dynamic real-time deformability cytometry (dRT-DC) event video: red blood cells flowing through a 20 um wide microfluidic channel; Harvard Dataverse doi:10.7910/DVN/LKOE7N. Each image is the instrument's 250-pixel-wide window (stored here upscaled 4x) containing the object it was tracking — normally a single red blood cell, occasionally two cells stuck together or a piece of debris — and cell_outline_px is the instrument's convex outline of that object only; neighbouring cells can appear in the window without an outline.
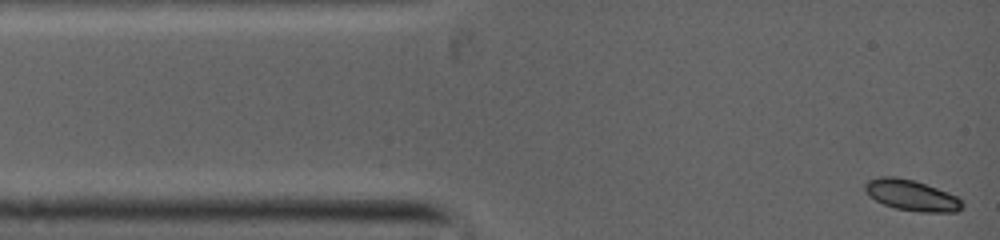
{"species": "common noctule bat (a hibernating species)", "species_latin": "Nyctalus noctula", "temperature_condition": "warm", "stored_images_in_passage": 41, "camera_frame_rate_fps": 5000, "um_per_image_px": 0.085, "animal": {"sex": "female", "body_mass_g": 19.0, "forearm_length_mm": 53.3}, "frame": {"image": 1, "passage_image": 1, "time_ms": 0.0, "image_size_px": [1000, 240], "cell_outline_px": [[964, 208], [956, 212], [920, 212], [896, 208], [884, 204], [876, 200], [864, 188], [864, 184], [868, 180], [880, 176], [892, 176], [912, 180], [948, 192], [956, 196], [964, 204]], "centroid_in_image_um": [77.51, 16.61], "position_along_channel_um": 7.5, "area_um2": 17.22}}
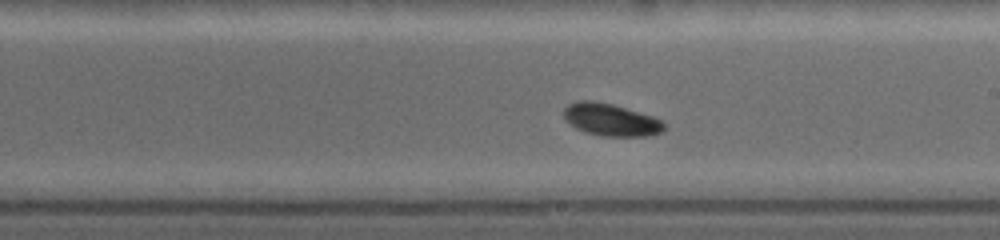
{"frame": {"image": 2, "passage_image": 24, "time_ms": 6.6, "image_size_px": [1000, 240], "cell_outline_px": [[664, 128], [660, 132], [648, 136], [600, 136], [584, 132], [576, 128], [564, 116], [564, 108], [568, 104], [584, 100], [612, 104], [652, 116], [660, 120], [664, 124]], "centroid_in_image_um": [51.92, 10.19], "position_along_channel_um": 237.1, "area_um2": 18.5}}
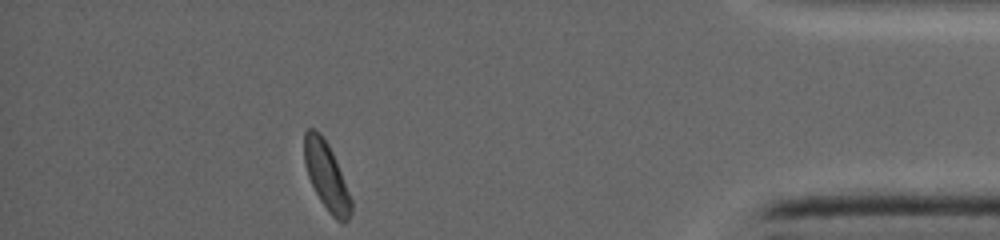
{"frame": {"image": 3, "passage_image": 41, "time_ms": 11.6, "image_size_px": [1000, 240], "cell_outline_px": [[352, 212], [348, 220], [344, 224], [336, 220], [328, 212], [320, 200], [308, 176], [304, 164], [304, 132], [308, 128], [312, 128], [320, 132], [328, 144], [332, 152], [352, 200]], "centroid_in_image_um": [27.74, 14.98], "position_along_channel_um": 407.5, "area_um2": 18.44}}